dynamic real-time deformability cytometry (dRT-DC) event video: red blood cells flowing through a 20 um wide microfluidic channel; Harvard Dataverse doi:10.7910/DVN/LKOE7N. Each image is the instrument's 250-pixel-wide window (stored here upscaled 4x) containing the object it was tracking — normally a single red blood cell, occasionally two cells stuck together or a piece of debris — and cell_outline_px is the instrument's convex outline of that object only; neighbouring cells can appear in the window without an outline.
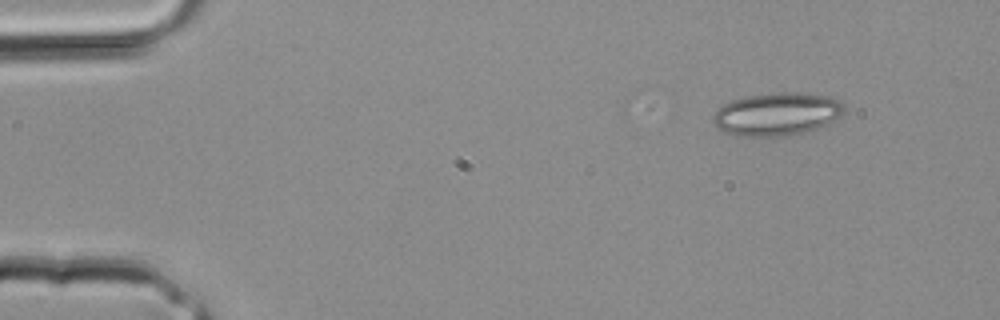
{"species": "common noctule bat (a hibernating species)", "species_latin": "Nyctalus noctula", "temperature_condition": "room temperature", "stored_images_in_passage": 3, "segment_of_instrument_passage": [1, 2], "camera_frame_rate_fps": 3000, "um_per_image_px": 0.085, "animal": {"sex": "male", "body_mass_g": 20.4}, "frame": {"image": 1, "passage_image": 1, "time_ms": 0.0, "image_size_px": [1000, 320], "cell_outline_px": [[844, 112], [840, 116], [828, 124], [796, 136], [740, 136], [724, 132], [716, 128], [712, 124], [712, 116], [724, 104], [732, 100], [748, 96], [772, 92], [796, 92], [832, 96], [840, 100], [844, 104]], "centroid_in_image_um": [66.06, 9.7], "position_along_channel_um": 18.9, "area_um2": 33.35}}